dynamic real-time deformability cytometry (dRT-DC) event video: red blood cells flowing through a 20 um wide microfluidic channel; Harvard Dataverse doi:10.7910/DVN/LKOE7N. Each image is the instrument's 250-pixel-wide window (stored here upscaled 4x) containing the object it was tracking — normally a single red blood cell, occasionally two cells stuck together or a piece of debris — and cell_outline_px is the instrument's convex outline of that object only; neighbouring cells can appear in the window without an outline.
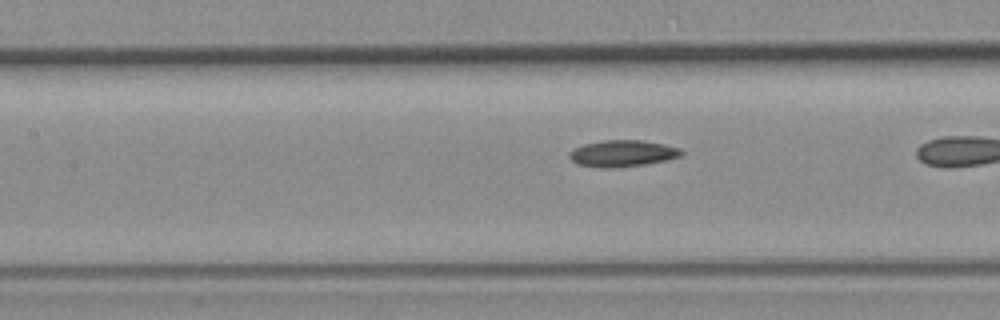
{"species": "common noctule bat (a hibernating species)", "species_latin": "Nyctalus noctula", "temperature_condition": "room temperature", "stored_images_in_passage": 21, "camera_frame_rate_fps": 3000, "um_per_image_px": 0.085, "animal": {"sex": "female", "body_mass_g": 19.3, "forearm_length_mm": 54.1}, "frame": {"image": 1, "passage_image": 7, "time_ms": 2.0, "image_size_px": [1000, 320], "cell_outline_px": [[684, 156], [644, 164], [612, 168], [604, 168], [576, 164], [568, 156], [568, 152], [584, 144], [604, 140], [640, 140], [664, 144], [680, 148], [684, 152]], "centroid_in_image_um": [52.92, 13.04], "position_along_channel_um": 154.5, "area_um2": 17.28}}